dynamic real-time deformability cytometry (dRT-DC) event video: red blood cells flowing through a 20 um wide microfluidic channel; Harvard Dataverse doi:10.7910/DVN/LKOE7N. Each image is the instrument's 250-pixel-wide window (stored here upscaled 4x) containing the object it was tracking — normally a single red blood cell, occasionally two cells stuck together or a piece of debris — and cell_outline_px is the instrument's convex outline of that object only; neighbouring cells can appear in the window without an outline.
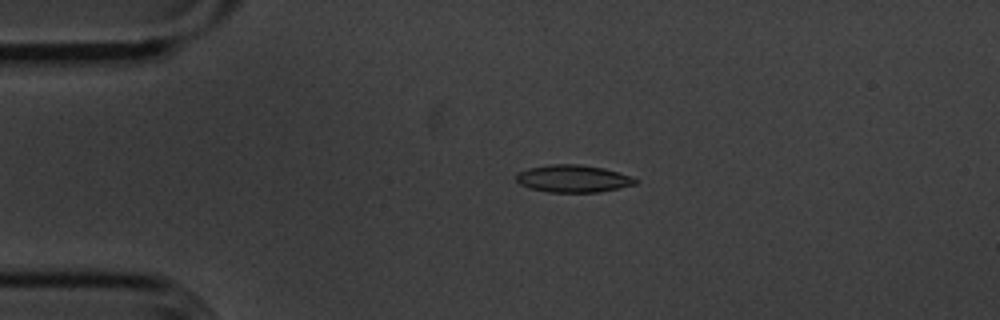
{"species": "common noctule bat (a hibernating species)", "species_latin": "Nyctalus noctula", "temperature_condition": "cold", "stored_images_in_passage": 55, "camera_frame_rate_fps": 3000, "um_per_image_px": 0.085, "animal": {"sex": "male", "body_mass_g": 20.1, "forearm_length_mm": 53.5}, "frame": {"image": 1, "passage_image": 12, "time_ms": 3.667, "image_size_px": [1000, 320], "cell_outline_px": [[640, 180], [636, 184], [620, 188], [600, 192], [548, 192], [532, 188], [520, 184], [516, 180], [516, 172], [528, 168], [548, 164], [580, 164], [604, 168], [632, 176]], "centroid_in_image_um": [48.74, 15.17], "position_along_channel_um": 36.3, "area_um2": 19.19}}
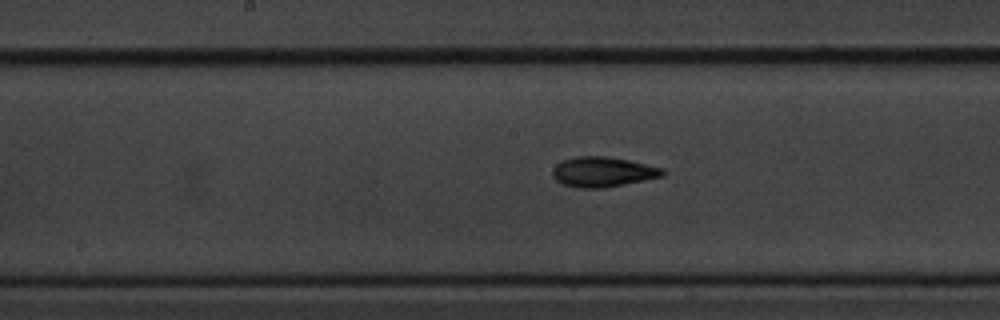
{"frame": {"image": 2, "passage_image": 28, "time_ms": 9.0, "image_size_px": [1000, 320], "cell_outline_px": [[668, 172], [664, 176], [604, 188], [576, 188], [564, 184], [556, 180], [552, 176], [552, 168], [556, 164], [564, 160], [576, 156], [608, 156], [628, 160], [664, 168]], "centroid_in_image_um": [51.25, 14.61], "position_along_channel_um": 196.9, "area_um2": 19.42}}
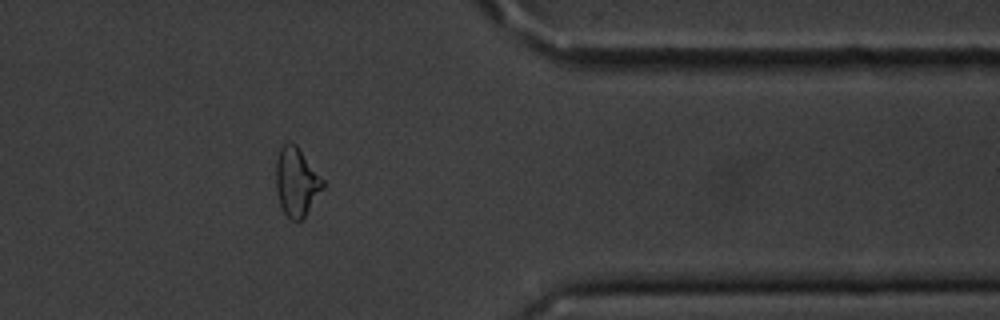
{"frame": {"image": 3, "passage_image": 45, "time_ms": 14.667, "image_size_px": [1000, 320], "cell_outline_px": [[324, 188], [304, 216], [300, 220], [292, 220], [284, 212], [280, 204], [276, 188], [276, 160], [280, 148], [284, 144], [296, 144], [324, 180]], "centroid_in_image_um": [25.2, 15.45], "position_along_channel_um": 386.2, "area_um2": 18.44}, "authors_computed_cell_mechanics": {"area_um2": 18.5538, "velocity_mm_per_s": 3.6179, "shape_relaxation_time_tau1_ms": 3.3632, "shape_relaxation_time_tau2_ms": 3.6616, "deformation_change_tau1": 0.1085, "deformation_change_tau2": 0.1125}}